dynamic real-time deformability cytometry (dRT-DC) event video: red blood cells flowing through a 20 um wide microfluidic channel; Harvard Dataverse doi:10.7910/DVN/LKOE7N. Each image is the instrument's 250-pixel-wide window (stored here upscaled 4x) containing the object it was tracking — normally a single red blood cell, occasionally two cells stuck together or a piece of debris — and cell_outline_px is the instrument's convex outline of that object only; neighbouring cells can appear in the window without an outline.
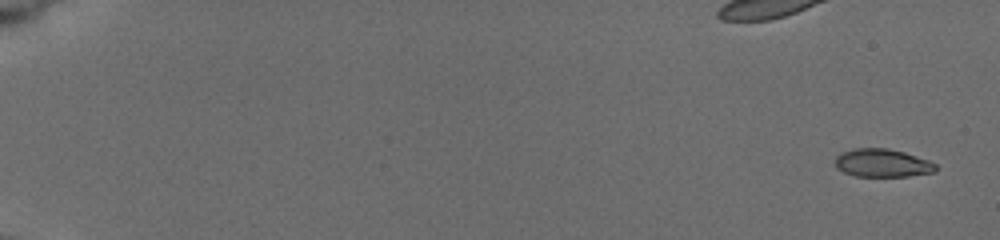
{"species": "common noctule bat (a hibernating species)", "species_latin": "Nyctalus noctula", "temperature_condition": "cold", "stored_images_in_passage": 9, "camera_frame_rate_fps": 3000, "um_per_image_px": 0.085, "animal": {"sex": "female", "body_mass_g": 19.5, "forearm_length_mm": 54.1}, "frame": {"image": 1, "passage_image": 1, "time_ms": 0.0, "image_size_px": [1000, 240], "cell_outline_px": [[936, 172], [908, 176], [856, 176], [844, 172], [836, 168], [836, 156], [840, 152], [852, 148], [888, 148], [904, 152], [928, 160], [936, 164]], "centroid_in_image_um": [74.99, 13.85], "position_along_channel_um": 10.0, "area_um2": 16.53}}
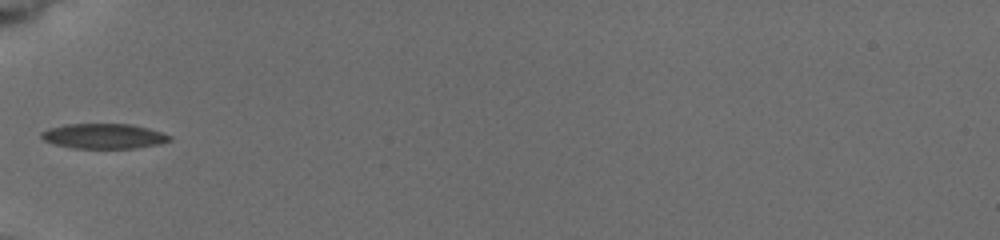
{"frame": {"image": 2, "passage_image": 7, "time_ms": 6.667, "image_size_px": [1000, 240], "cell_outline_px": [[172, 140], [160, 144], [136, 148], [72, 148], [52, 144], [44, 140], [40, 136], [40, 132], [48, 128], [64, 124], [132, 124], [148, 128], [172, 136]], "centroid_in_image_um": [8.8, 11.57], "position_along_channel_um": 76.2, "area_um2": 18.9}}
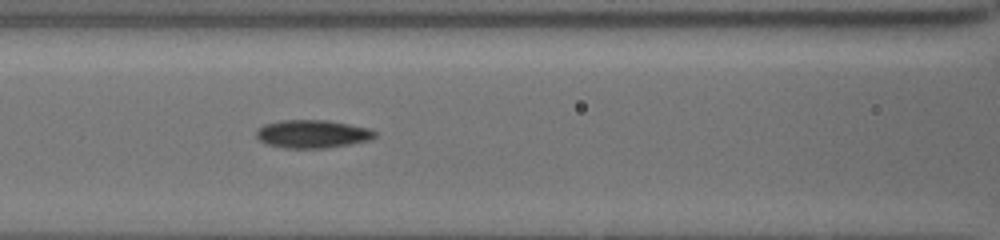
{"frame": {"image": 3, "passage_image": 9, "time_ms": 8.333, "image_size_px": [1000, 240], "cell_outline_px": [[376, 136], [372, 140], [328, 148], [284, 148], [264, 144], [256, 136], [256, 128], [264, 124], [280, 120], [328, 120], [372, 128], [376, 132]], "centroid_in_image_um": [26.56, 11.38], "position_along_channel_um": 140.0, "area_um2": 19.83}}